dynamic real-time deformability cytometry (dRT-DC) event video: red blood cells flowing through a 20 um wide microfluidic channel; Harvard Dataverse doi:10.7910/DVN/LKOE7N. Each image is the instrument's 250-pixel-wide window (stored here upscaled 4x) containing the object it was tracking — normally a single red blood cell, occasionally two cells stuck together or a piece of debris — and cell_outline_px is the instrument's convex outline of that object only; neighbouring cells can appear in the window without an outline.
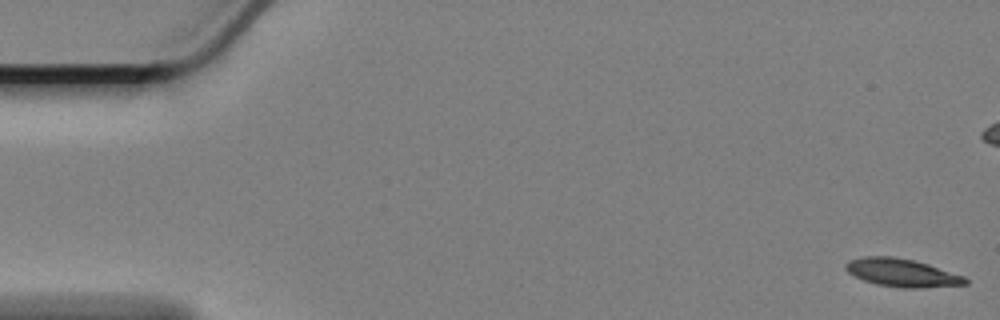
{"species": "Egyptian fruit bat (a non-hibernating species)", "species_latin": "Rousettus aegyptiacus", "temperature_condition": "cold", "stored_images_in_passage": 60, "camera_frame_rate_fps": 3000, "um_per_image_px": 0.085, "animal": {"sex": "female"}, "frame": {"image": 1, "passage_image": 1, "time_ms": 0.0, "image_size_px": [1000, 320], "cell_outline_px": [[968, 284], [924, 288], [904, 288], [876, 284], [864, 280], [848, 272], [844, 268], [844, 264], [848, 260], [860, 256], [892, 256], [916, 260], [964, 276], [968, 280]], "centroid_in_image_um": [76.65, 23.17], "position_along_channel_um": 8.4, "area_um2": 19.71}}
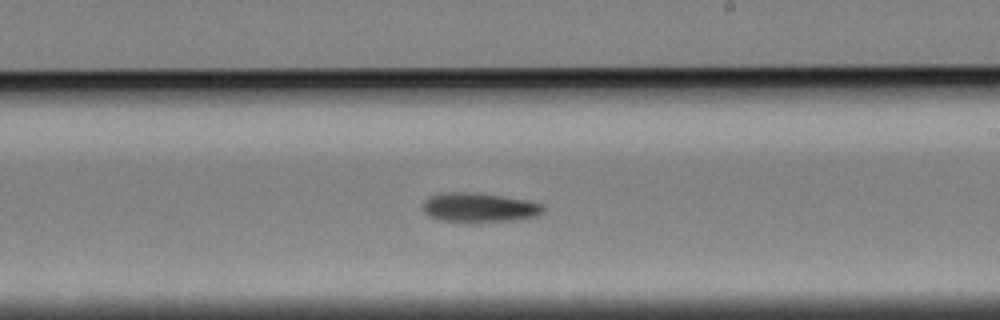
{"frame": {"image": 2, "passage_image": 34, "time_ms": 11.0, "image_size_px": [1000, 320], "cell_outline_px": [[548, 208], [544, 212], [536, 216], [520, 220], [440, 220], [428, 216], [420, 208], [420, 204], [428, 196], [448, 192], [476, 192], [528, 200], [544, 204]], "centroid_in_image_um": [40.75, 17.6], "position_along_channel_um": 248.3, "area_um2": 20.58}}
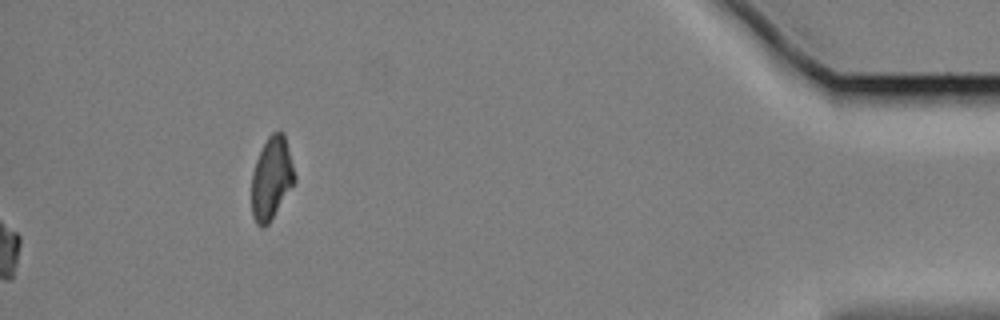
{"frame": {"image": 3, "passage_image": 60, "time_ms": 19.667, "image_size_px": [1000, 320], "cell_outline_px": [[296, 180], [268, 224], [264, 228], [260, 228], [256, 224], [252, 216], [252, 172], [256, 160], [268, 136], [272, 132], [280, 128], [284, 132], [296, 176]], "centroid_in_image_um": [23.08, 15.13], "position_along_channel_um": 412.1, "area_um2": 20.75}, "authors_computed_cell_mechanics": {"area_um2": 19.941, "velocity_mm_per_s": 3.3754, "shape_relaxation_time_tau1_ms": 5.9363, "shape_relaxation_time_tau2_ms": 9.1411, "deformation_change_tau1": 0.1307, "deformation_change_tau2": 0.1686}}